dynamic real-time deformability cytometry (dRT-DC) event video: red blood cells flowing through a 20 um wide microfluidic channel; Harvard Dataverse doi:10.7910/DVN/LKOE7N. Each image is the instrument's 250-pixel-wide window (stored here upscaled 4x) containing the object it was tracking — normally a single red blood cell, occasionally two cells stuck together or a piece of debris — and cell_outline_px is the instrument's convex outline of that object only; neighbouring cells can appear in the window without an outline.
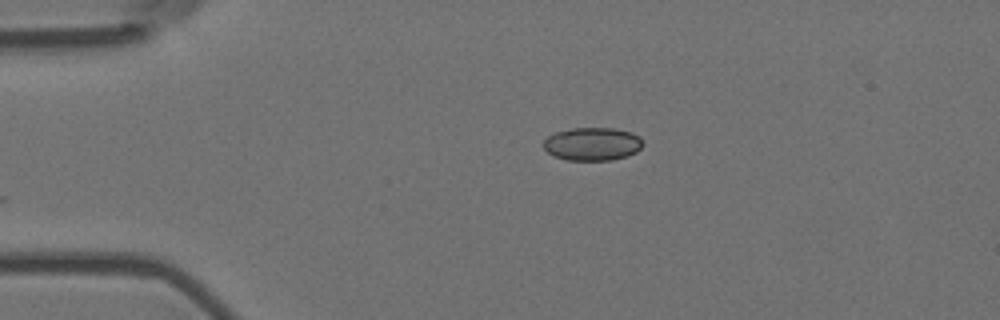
{"species": "Egyptian fruit bat (a non-hibernating species)", "species_latin": "Rousettus aegyptiacus", "temperature_condition": "room temperature", "stored_images_in_passage": 44, "camera_frame_rate_fps": 3000, "um_per_image_px": 0.085, "animal": {"sex": "female"}, "frame": {"image": 1, "passage_image": 1, "time_ms": 0.0, "image_size_px": [1000, 320], "cell_outline_px": [[644, 144], [636, 152], [628, 156], [612, 160], [568, 160], [552, 156], [544, 148], [544, 140], [548, 136], [556, 132], [572, 128], [612, 128], [632, 132], [640, 136]], "centroid_in_image_um": [50.37, 12.24], "position_along_channel_um": 34.6, "area_um2": 19.31}}
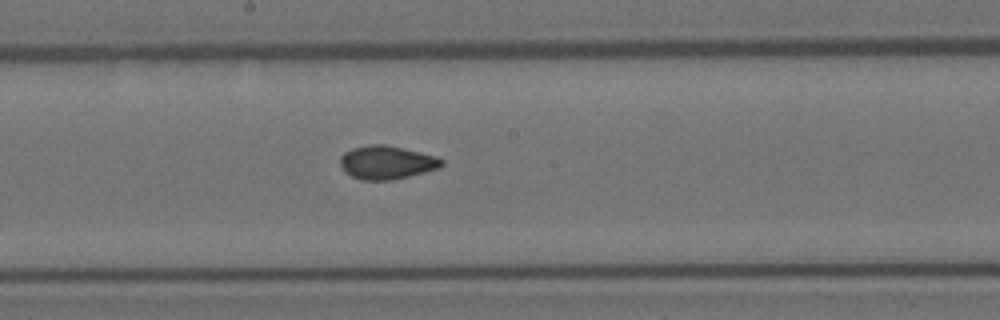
{"frame": {"image": 2, "passage_image": 19, "time_ms": 6.0, "image_size_px": [1000, 320], "cell_outline_px": [[444, 164], [440, 168], [392, 180], [360, 180], [352, 176], [340, 164], [340, 156], [344, 152], [352, 148], [372, 144], [384, 144], [436, 156], [444, 160]], "centroid_in_image_um": [32.88, 13.8], "position_along_channel_um": 215.3, "area_um2": 19.59}}
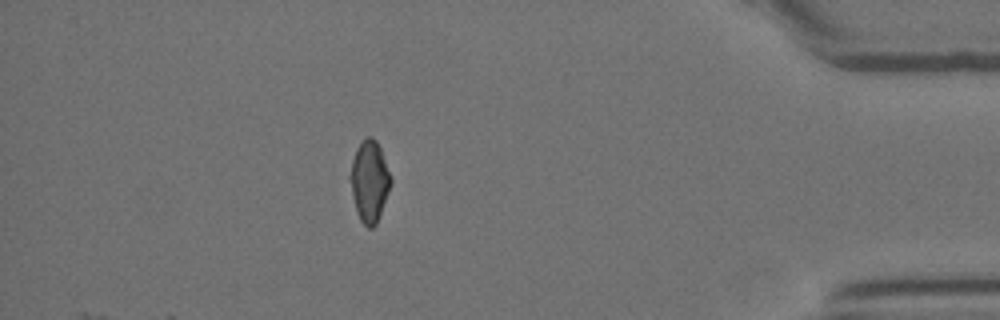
{"frame": {"image": 3, "passage_image": 38, "time_ms": 12.333, "image_size_px": [1000, 320], "cell_outline_px": [[392, 184], [376, 224], [372, 228], [368, 228], [360, 220], [356, 212], [352, 196], [348, 176], [352, 160], [356, 148], [368, 136], [372, 136], [376, 140], [380, 148], [392, 180]], "centroid_in_image_um": [31.38, 15.42], "position_along_channel_um": 403.8, "area_um2": 19.25}, "authors_computed_cell_mechanics": {"area_um2": 19.3052, "velocity_mm_per_s": 3.6728, "shape_relaxation_time_tau1_ms": null, "shape_relaxation_time_tau2_ms": 1.5388, "deformation_change_tau1": null, "deformation_change_tau2": 0.0465}}